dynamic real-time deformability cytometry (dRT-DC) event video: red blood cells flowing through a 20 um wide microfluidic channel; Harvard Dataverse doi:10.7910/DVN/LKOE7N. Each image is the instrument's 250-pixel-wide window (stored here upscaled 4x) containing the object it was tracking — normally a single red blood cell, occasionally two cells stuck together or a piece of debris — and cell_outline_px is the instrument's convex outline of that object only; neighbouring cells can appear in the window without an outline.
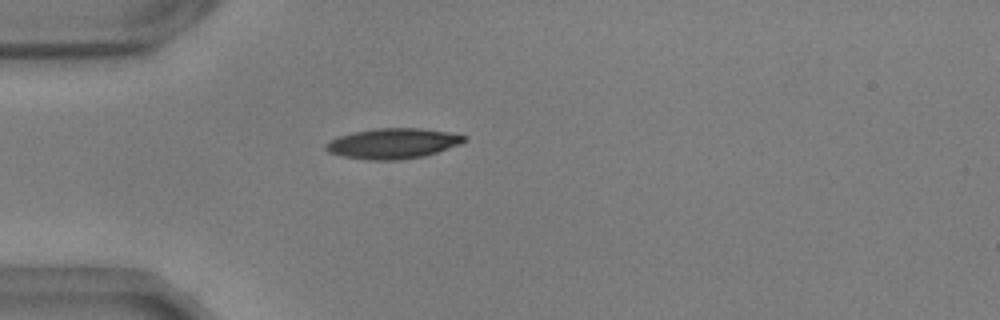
{"species": "common noctule bat (a hibernating species)", "species_latin": "Nyctalus noctula", "temperature_condition": "warm", "stored_images_in_passage": 40, "camera_frame_rate_fps": 3000, "um_per_image_px": 0.085, "animal": {"sex": "male", "body_mass_g": 17.9, "forearm_length_mm": 54.2}, "frame": {"image": 1, "passage_image": 1, "time_ms": 0.0, "image_size_px": [1000, 320], "cell_outline_px": [[468, 140], [460, 144], [424, 156], [400, 160], [368, 160], [340, 156], [328, 152], [324, 148], [324, 144], [340, 136], [356, 132], [376, 128], [420, 128], [448, 132], [468, 136]], "centroid_in_image_um": [33.4, 12.2], "position_along_channel_um": 51.6, "area_um2": 24.45}}
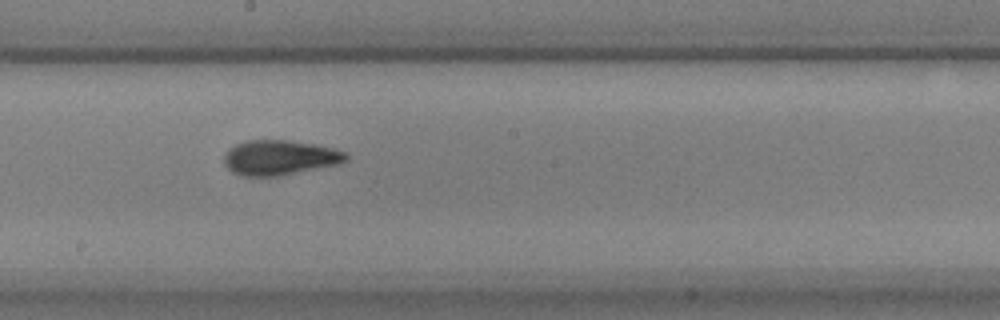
{"frame": {"image": 2, "passage_image": 16, "time_ms": 5.0, "image_size_px": [1000, 320], "cell_outline_px": [[348, 160], [340, 164], [280, 176], [240, 176], [232, 172], [224, 164], [224, 156], [236, 144], [248, 140], [284, 140], [312, 144], [332, 148], [348, 152]], "centroid_in_image_um": [23.81, 13.41], "position_along_channel_um": 224.4, "area_um2": 24.8}}
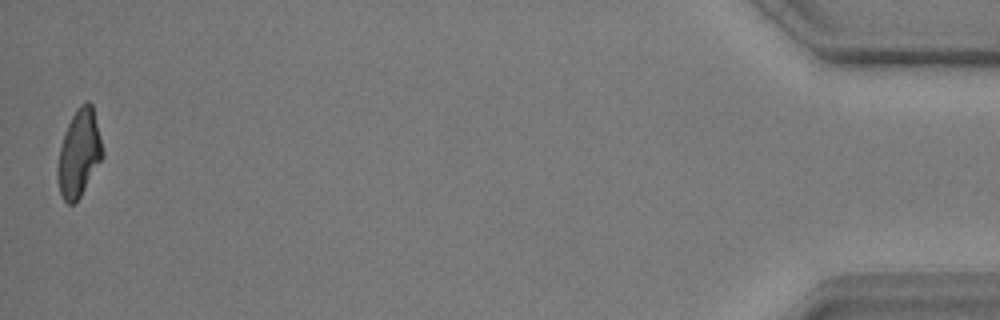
{"frame": {"image": 3, "passage_image": 40, "time_ms": 13.0, "image_size_px": [1000, 320], "cell_outline_px": [[104, 156], [80, 196], [72, 204], [68, 204], [64, 200], [60, 192], [56, 176], [56, 168], [60, 148], [68, 124], [76, 108], [80, 104], [88, 100], [92, 104], [104, 152]], "centroid_in_image_um": [6.72, 13.02], "position_along_channel_um": 428.5, "area_um2": 22.66}, "authors_computed_cell_mechanics": {"area_um2": 23.8136, "velocity_mm_per_s": 3.6643, "shape_relaxation_time_tau1_ms": 4.6767, "shape_relaxation_time_tau2_ms": 1.8139, "deformation_change_tau1": 0.1792, "deformation_change_tau2": 0.0817}}